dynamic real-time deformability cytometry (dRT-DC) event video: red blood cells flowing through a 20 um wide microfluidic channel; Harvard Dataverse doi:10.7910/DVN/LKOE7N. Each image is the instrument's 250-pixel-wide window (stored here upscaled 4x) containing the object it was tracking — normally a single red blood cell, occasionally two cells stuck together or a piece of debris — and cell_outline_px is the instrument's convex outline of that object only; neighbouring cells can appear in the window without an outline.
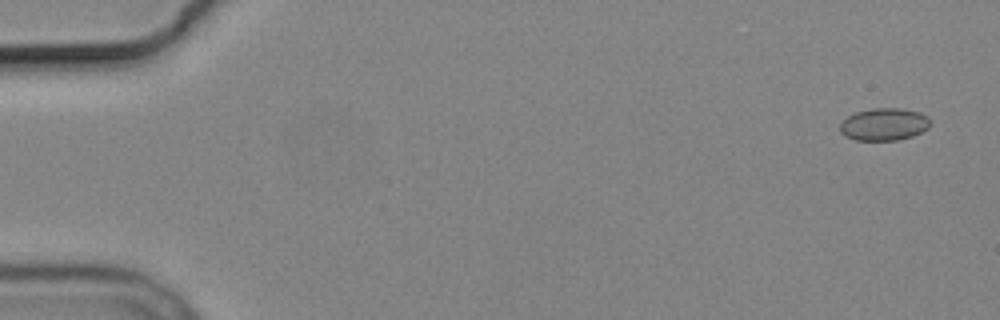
{"species": "common noctule bat (a hibernating species)", "species_latin": "Nyctalus noctula", "temperature_condition": "cold", "stored_images_in_passage": 5, "camera_frame_rate_fps": 3000, "um_per_image_px": 0.085, "animal": {"sex": "male", "body_mass_g": 19.2, "forearm_length_mm": 51.8}, "frame": {"image": 1, "passage_image": 1, "time_ms": 0.0, "image_size_px": [1000, 320], "cell_outline_px": [[928, 128], [912, 136], [896, 140], [856, 140], [844, 136], [840, 132], [840, 124], [848, 116], [856, 112], [872, 108], [900, 108], [920, 112], [928, 116]], "centroid_in_image_um": [75.12, 10.56], "position_along_channel_um": 9.9, "area_um2": 16.94}}
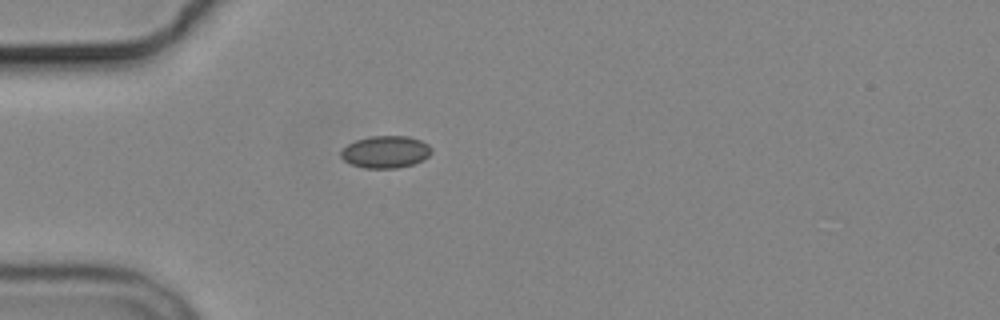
{"frame": {"image": 2, "passage_image": 5, "time_ms": 4.667, "image_size_px": [1000, 320], "cell_outline_px": [[432, 152], [424, 160], [412, 164], [396, 168], [364, 168], [352, 164], [344, 160], [340, 156], [340, 152], [348, 144], [356, 140], [372, 136], [408, 136], [420, 140], [428, 144], [432, 148]], "centroid_in_image_um": [32.79, 12.91], "position_along_channel_um": 52.2, "area_um2": 16.94}}